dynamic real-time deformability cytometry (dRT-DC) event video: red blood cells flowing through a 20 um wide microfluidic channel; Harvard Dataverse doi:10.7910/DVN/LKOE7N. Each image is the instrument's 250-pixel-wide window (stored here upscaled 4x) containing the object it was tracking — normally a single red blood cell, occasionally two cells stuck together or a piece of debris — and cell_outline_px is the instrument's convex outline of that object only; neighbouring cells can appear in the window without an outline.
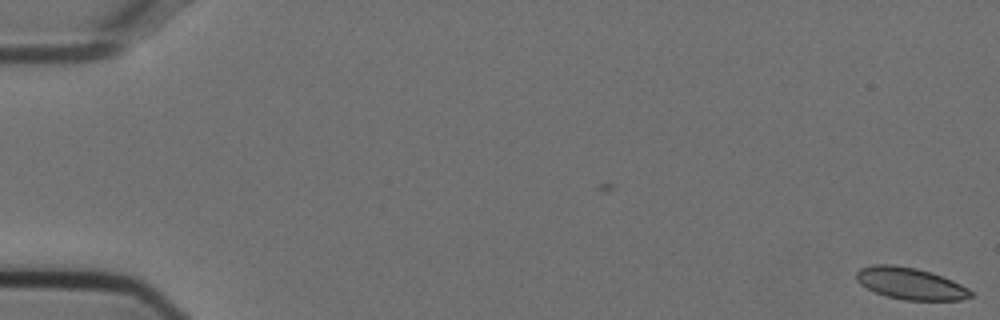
{"species": "Egyptian fruit bat (a non-hibernating species)", "species_latin": "Rousettus aegyptiacus", "temperature_condition": "cold", "stored_images_in_passage": 47, "camera_frame_rate_fps": 3000, "um_per_image_px": 0.085, "animal": {"sex": "female"}, "frame": {"image": 1, "passage_image": 1, "time_ms": 0.0, "image_size_px": [1000, 320], "cell_outline_px": [[976, 296], [960, 300], [904, 300], [888, 296], [876, 292], [860, 284], [856, 280], [856, 272], [860, 268], [872, 264], [892, 264], [916, 268], [952, 280], [968, 288]], "centroid_in_image_um": [77.38, 24.1], "position_along_channel_um": 7.6, "area_um2": 21.1}}
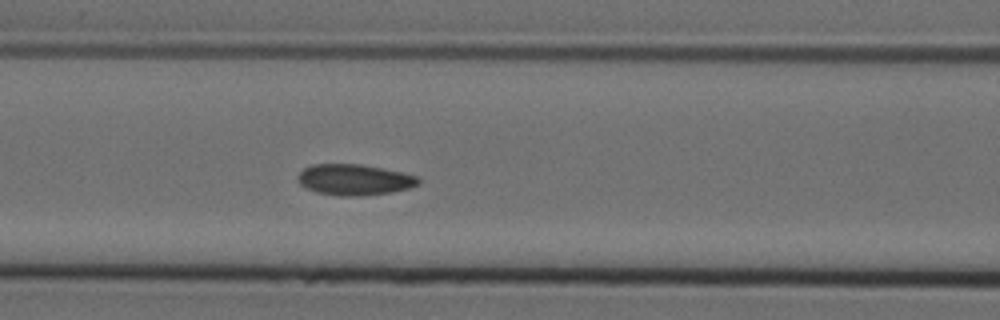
{"frame": {"image": 2, "passage_image": 24, "time_ms": 7.667, "image_size_px": [1000, 320], "cell_outline_px": [[420, 184], [408, 188], [392, 192], [360, 196], [340, 196], [316, 192], [300, 184], [296, 180], [296, 176], [304, 168], [312, 164], [360, 164], [384, 168], [420, 176]], "centroid_in_image_um": [30.13, 15.27], "position_along_channel_um": 136.5, "area_um2": 21.96}}
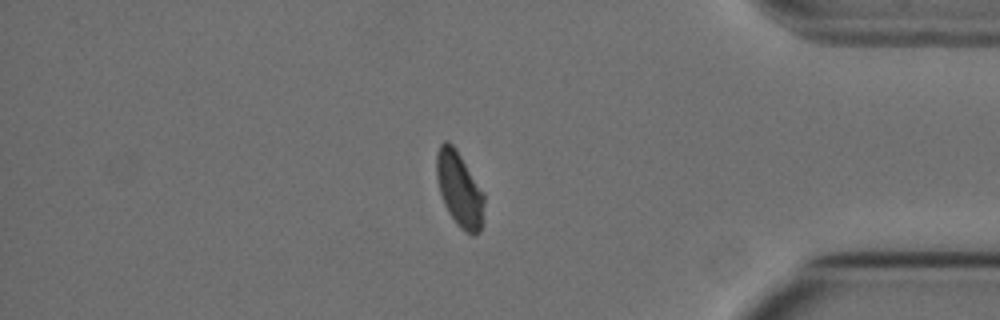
{"frame": {"image": 3, "passage_image": 47, "time_ms": 15.333, "image_size_px": [1000, 320], "cell_outline_px": [[484, 204], [480, 232], [472, 236], [464, 232], [456, 224], [448, 212], [444, 204], [440, 192], [436, 176], [436, 152], [440, 144], [444, 140], [448, 140], [456, 148], [484, 192]], "centroid_in_image_um": [39.04, 16.08], "position_along_channel_um": 396.2, "area_um2": 21.04}, "authors_computed_cell_mechanics": {"area_um2": 21.6172, "velocity_mm_per_s": 3.7367, "shape_relaxation_time_tau1_ms": 6.6524, "shape_relaxation_time_tau2_ms": 1.645, "deformation_change_tau1": 0.1256, "deformation_change_tau2": 0.042}}